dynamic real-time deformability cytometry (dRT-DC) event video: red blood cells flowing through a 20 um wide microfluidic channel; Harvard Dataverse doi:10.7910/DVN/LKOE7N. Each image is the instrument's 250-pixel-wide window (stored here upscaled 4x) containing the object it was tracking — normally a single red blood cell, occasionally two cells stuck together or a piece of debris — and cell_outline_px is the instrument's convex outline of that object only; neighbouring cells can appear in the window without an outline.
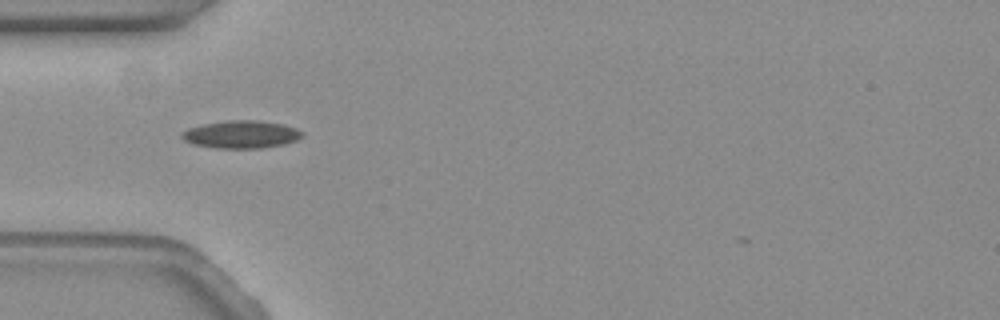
{"species": "common noctule bat (a hibernating species)", "species_latin": "Nyctalus noctula", "temperature_condition": "warm", "stored_images_in_passage": 37, "camera_frame_rate_fps": 3000, "um_per_image_px": 0.085, "animal": {"sex": "female", "body_mass_g": 19.3, "forearm_length_mm": 54.1}, "frame": {"image": 1, "passage_image": 1, "time_ms": 0.0, "image_size_px": [1000, 320], "cell_outline_px": [[304, 136], [296, 140], [284, 144], [260, 148], [216, 148], [192, 144], [184, 140], [180, 136], [180, 132], [188, 128], [204, 124], [228, 120], [260, 120], [284, 124], [296, 128], [304, 132]], "centroid_in_image_um": [20.51, 11.42], "position_along_channel_um": 64.5, "area_um2": 19.59}}
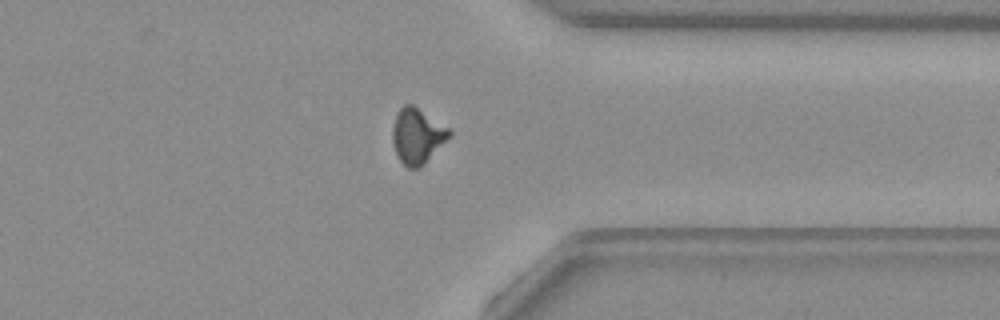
{"frame": {"image": 2, "passage_image": 28, "time_ms": 9.0, "image_size_px": [1000, 320], "cell_outline_px": [[452, 136], [420, 168], [408, 168], [400, 160], [396, 152], [392, 140], [392, 128], [396, 112], [404, 104], [412, 104], [452, 128]], "centroid_in_image_um": [35.51, 11.53], "position_along_channel_um": 375.9, "area_um2": 18.67}}
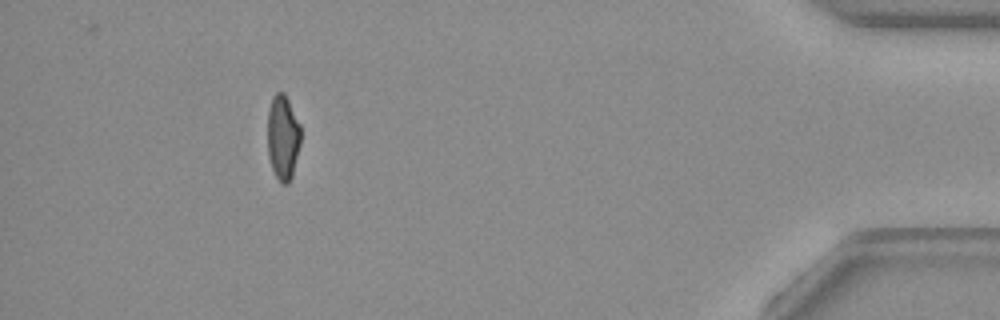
{"frame": {"image": 3, "passage_image": 36, "time_ms": 11.667, "image_size_px": [1000, 320], "cell_outline_px": [[300, 144], [292, 176], [288, 184], [280, 184], [272, 168], [268, 156], [268, 108], [272, 96], [276, 92], [284, 92], [300, 124]], "centroid_in_image_um": [24.04, 11.67], "position_along_channel_um": 411.2, "area_um2": 16.47}}